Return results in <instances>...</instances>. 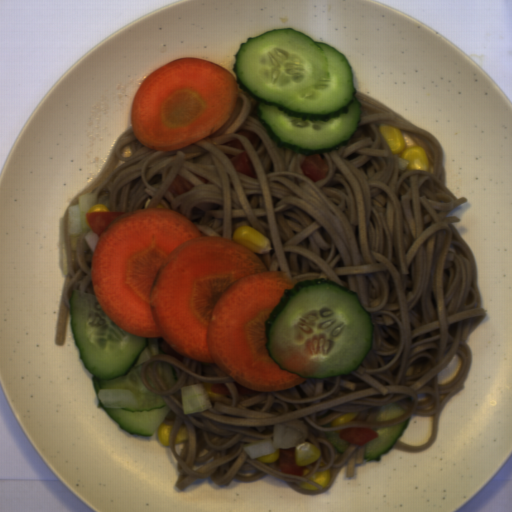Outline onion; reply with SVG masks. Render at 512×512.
I'll use <instances>...</instances> for the list:
<instances>
[{
  "label": "onion",
  "instance_id": "onion-1",
  "mask_svg": "<svg viewBox=\"0 0 512 512\" xmlns=\"http://www.w3.org/2000/svg\"><path fill=\"white\" fill-rule=\"evenodd\" d=\"M97 193H85L79 197L74 205H70L67 214L66 231L69 237L79 239L83 234L86 244L93 253L98 239L100 238L89 226L86 214L97 205Z\"/></svg>",
  "mask_w": 512,
  "mask_h": 512
},
{
  "label": "onion",
  "instance_id": "onion-2",
  "mask_svg": "<svg viewBox=\"0 0 512 512\" xmlns=\"http://www.w3.org/2000/svg\"><path fill=\"white\" fill-rule=\"evenodd\" d=\"M299 430L283 424L274 425L270 437L250 442L244 445V450L250 459L261 458L280 450H290L300 444Z\"/></svg>",
  "mask_w": 512,
  "mask_h": 512
}]
</instances>
